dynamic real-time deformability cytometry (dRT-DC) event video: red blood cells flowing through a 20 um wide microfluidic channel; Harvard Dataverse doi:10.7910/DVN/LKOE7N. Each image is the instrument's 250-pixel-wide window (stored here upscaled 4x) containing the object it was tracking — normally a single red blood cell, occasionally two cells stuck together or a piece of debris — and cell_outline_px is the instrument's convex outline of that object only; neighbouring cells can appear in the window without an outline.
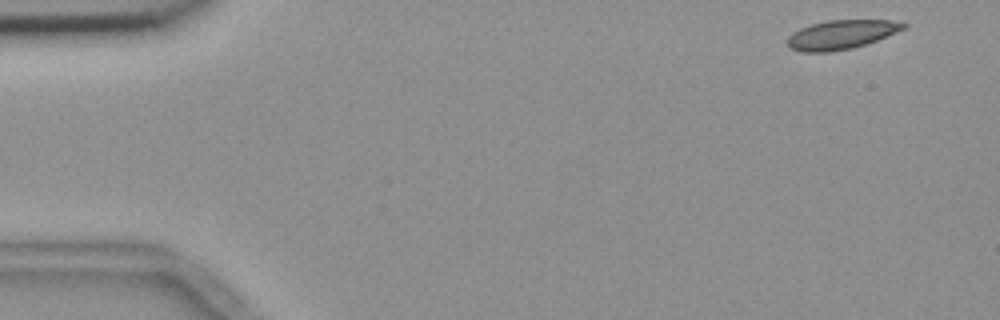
{"species": "common noctule bat (a hibernating species)", "species_latin": "Nyctalus noctula", "temperature_condition": "room temperature", "stored_images_in_passage": 3, "camera_frame_rate_fps": 3000, "um_per_image_px": 0.085, "animal": {"sex": "female", "body_mass_g": 18.4}, "frame": {"image": 1, "passage_image": 1, "time_ms": 0.0, "image_size_px": [1000, 320], "cell_outline_px": [[908, 24], [904, 28], [896, 32], [876, 40], [852, 48], [828, 52], [800, 52], [788, 48], [788, 36], [792, 32], [800, 28], [812, 24], [828, 20], [892, 20]], "centroid_in_image_um": [71.46, 2.94], "position_along_channel_um": 13.5, "area_um2": 19.54}}